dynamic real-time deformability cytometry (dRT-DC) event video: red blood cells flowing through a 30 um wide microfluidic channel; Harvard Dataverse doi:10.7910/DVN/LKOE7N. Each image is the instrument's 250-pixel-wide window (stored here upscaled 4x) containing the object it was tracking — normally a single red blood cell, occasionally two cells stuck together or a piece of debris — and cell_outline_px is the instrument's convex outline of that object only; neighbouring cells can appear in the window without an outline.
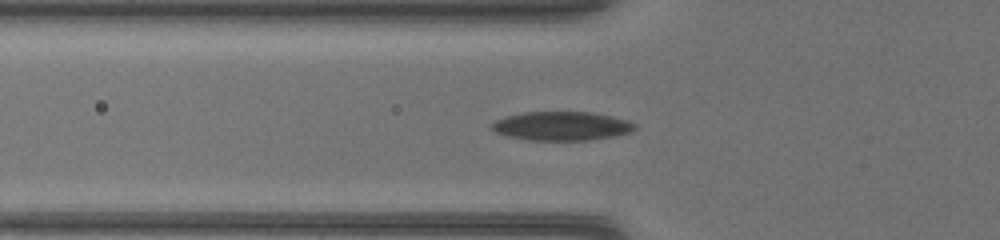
{"species": "common noctule bat (a hibernating species)", "species_latin": "Nyctalus noctula", "temperature_condition": "warm", "stored_images_in_passage": 46, "camera_frame_rate_fps": 3000, "um_per_image_px": 0.085, "animal": {"sex": "female", "body_mass_g": 17.0, "forearm_length_mm": 48.0}, "frame": {"image": 1, "passage_image": 17, "time_ms": 5.333, "image_size_px": [1000, 240], "cell_outline_px": [[636, 128], [632, 132], [616, 136], [592, 140], [528, 140], [508, 136], [496, 132], [492, 128], [492, 124], [496, 120], [508, 116], [524, 112], [588, 112], [612, 116], [628, 120], [636, 124]], "centroid_in_image_um": [47.8, 10.72], "position_along_channel_um": 78.0, "area_um2": 24.04}}
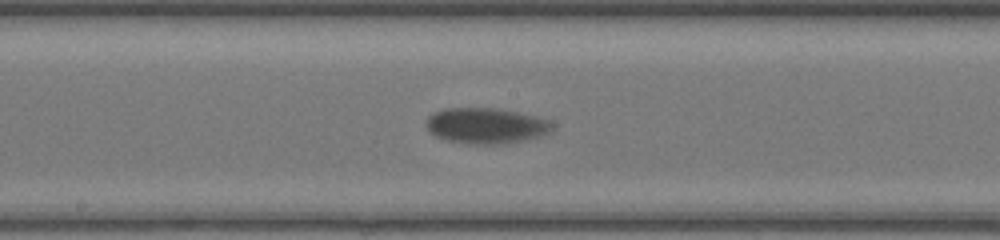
{"frame": {"image": 2, "passage_image": 26, "time_ms": 8.333, "image_size_px": [1000, 240], "cell_outline_px": [[552, 128], [548, 132], [540, 136], [528, 140], [504, 144], [468, 144], [448, 140], [436, 136], [428, 128], [428, 116], [444, 108], [496, 108], [536, 116], [548, 120], [552, 124]], "centroid_in_image_um": [41.34, 10.69], "position_along_channel_um": 206.9, "area_um2": 26.01}}
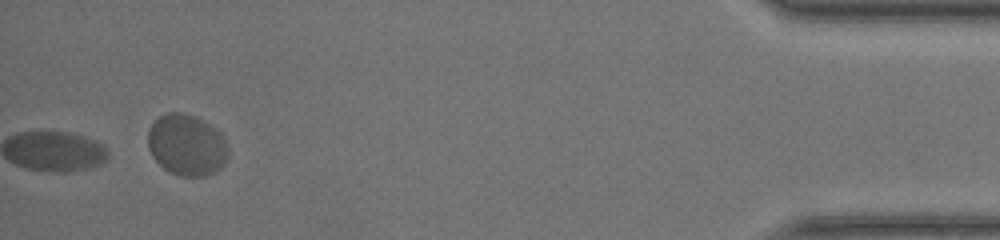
{"frame": {"image": 3, "passage_image": 46, "time_ms": 15.0, "image_size_px": [1000, 240], "cell_outline_px": [[228, 156], [224, 164], [212, 172], [204, 176], [180, 176], [168, 172], [152, 156], [148, 148], [148, 128], [160, 116], [168, 112], [184, 112], [196, 116], [204, 120], [216, 128], [224, 136], [228, 148]], "centroid_in_image_um": [15.87, 12.3], "position_along_channel_um": 419.3, "area_um2": 28.9}}